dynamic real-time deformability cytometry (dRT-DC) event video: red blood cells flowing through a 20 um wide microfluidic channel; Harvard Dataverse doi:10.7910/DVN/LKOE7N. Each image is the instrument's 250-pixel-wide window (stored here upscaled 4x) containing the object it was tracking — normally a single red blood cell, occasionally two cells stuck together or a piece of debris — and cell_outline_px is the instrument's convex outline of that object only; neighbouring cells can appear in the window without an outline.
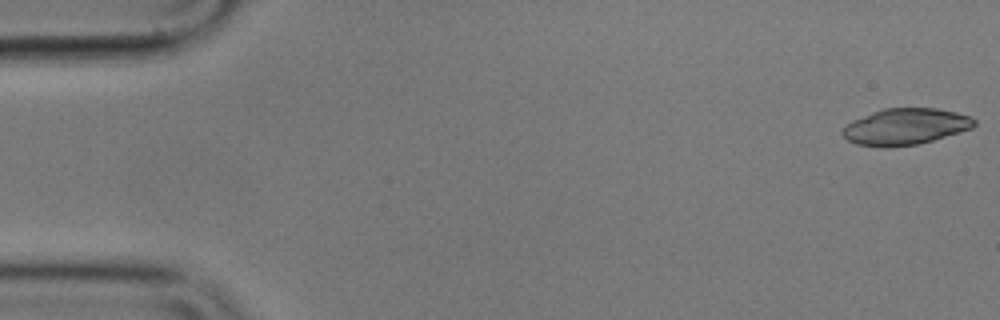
{"species": "common noctule bat (a hibernating species)", "species_latin": "Nyctalus noctula", "temperature_condition": "cold", "stored_images_in_passage": 54, "camera_frame_rate_fps": 3000, "um_per_image_px": 0.085, "animal": {"sex": "male", "body_mass_g": 17.9}, "frame": {"image": 1, "passage_image": 1, "time_ms": 0.0, "image_size_px": [1000, 320], "cell_outline_px": [[976, 124], [972, 128], [932, 140], [916, 144], [884, 148], [856, 144], [848, 140], [840, 132], [852, 120], [872, 112], [884, 108], [936, 108], [956, 112], [972, 116], [976, 120]], "centroid_in_image_um": [76.96, 10.76], "position_along_channel_um": 8.0, "area_um2": 27.86}}